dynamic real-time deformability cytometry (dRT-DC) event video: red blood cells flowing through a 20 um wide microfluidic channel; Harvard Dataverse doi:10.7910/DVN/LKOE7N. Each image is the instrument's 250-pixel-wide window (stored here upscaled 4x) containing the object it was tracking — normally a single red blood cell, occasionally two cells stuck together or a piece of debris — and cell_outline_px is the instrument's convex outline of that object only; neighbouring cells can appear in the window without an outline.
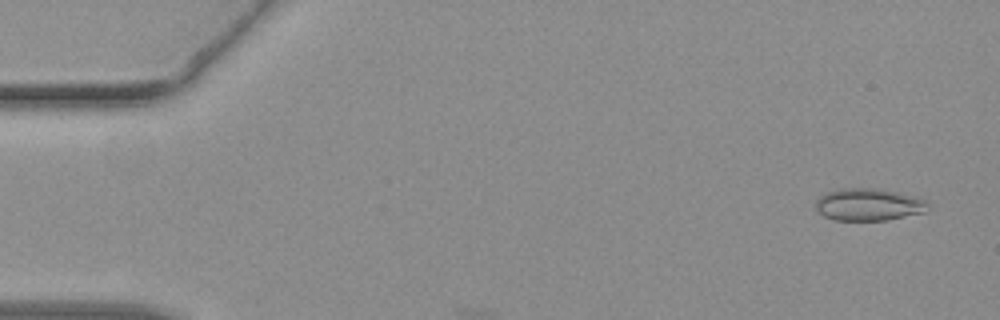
{"species": "common noctule bat (a hibernating species)", "species_latin": "Nyctalus noctula", "temperature_condition": "warm", "stored_images_in_passage": 5, "camera_frame_rate_fps": 3000, "um_per_image_px": 0.085, "animal": {"sex": "female", "body_mass_g": 19.3, "forearm_length_mm": 54.1}, "frame": {"image": 1, "passage_image": 2, "time_ms": 0.333, "image_size_px": [1000, 320], "cell_outline_px": [[928, 204], [924, 212], [888, 220], [832, 220], [824, 216], [816, 208], [816, 200], [820, 196], [828, 192], [840, 188], [876, 188], [916, 196], [924, 200]], "centroid_in_image_um": [73.81, 17.39], "position_along_channel_um": 11.2, "area_um2": 20.98}}